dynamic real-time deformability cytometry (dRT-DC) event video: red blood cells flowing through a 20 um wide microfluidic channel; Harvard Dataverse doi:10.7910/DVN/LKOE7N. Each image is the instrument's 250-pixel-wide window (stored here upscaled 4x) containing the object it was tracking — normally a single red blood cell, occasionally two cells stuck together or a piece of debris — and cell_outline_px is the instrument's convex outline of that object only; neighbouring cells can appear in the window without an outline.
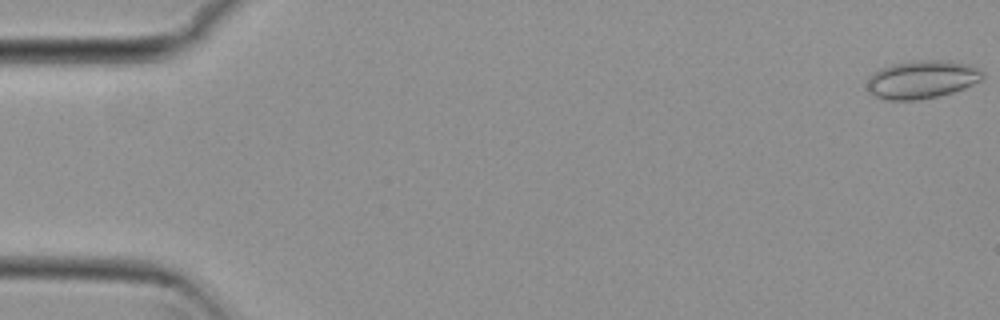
{"species": "common noctule bat (a hibernating species)", "species_latin": "Nyctalus noctula", "temperature_condition": "cold", "stored_images_in_passage": 13, "camera_frame_rate_fps": 3000, "um_per_image_px": 0.085, "animal": {"sex": "female", "body_mass_g": 29.2, "forearm_length_mm": 56.3}, "frame": {"image": 1, "passage_image": 1, "time_ms": 0.0, "image_size_px": [1000, 320], "cell_outline_px": [[984, 80], [964, 88], [952, 92], [936, 96], [916, 100], [888, 100], [876, 96], [868, 92], [868, 76], [872, 72], [880, 68], [892, 64], [908, 60], [952, 60], [972, 64], [980, 68], [984, 72]], "centroid_in_image_um": [78.41, 6.72], "position_along_channel_um": 6.6, "area_um2": 26.18}}